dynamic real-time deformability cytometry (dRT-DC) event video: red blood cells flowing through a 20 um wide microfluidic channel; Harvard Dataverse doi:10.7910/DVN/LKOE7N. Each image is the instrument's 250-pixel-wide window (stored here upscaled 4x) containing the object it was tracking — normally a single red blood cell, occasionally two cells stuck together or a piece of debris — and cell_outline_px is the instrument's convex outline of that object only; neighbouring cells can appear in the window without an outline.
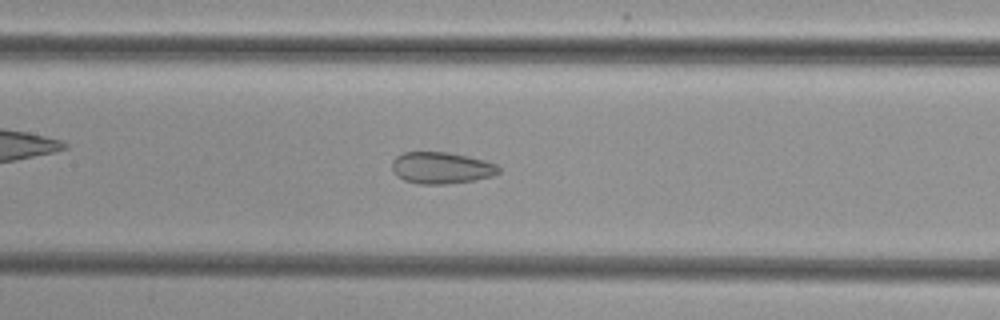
{"species": "common noctule bat (a hibernating species)", "species_latin": "Nyctalus noctula", "temperature_condition": "cold", "stored_images_in_passage": 52, "camera_frame_rate_fps": 3000, "um_per_image_px": 0.085, "animal": {"sex": "female", "body_mass_g": 29.2, "forearm_length_mm": 56.3}, "frame": {"image": 1, "passage_image": 25, "time_ms": 8.0, "image_size_px": [1000, 320], "cell_outline_px": [[500, 172], [492, 176], [476, 180], [444, 184], [420, 184], [404, 180], [396, 176], [392, 172], [392, 160], [396, 156], [404, 152], [448, 152], [468, 156], [484, 160], [496, 164], [500, 168]], "centroid_in_image_um": [37.5, 14.27], "position_along_channel_um": 169.9, "area_um2": 19.83}}
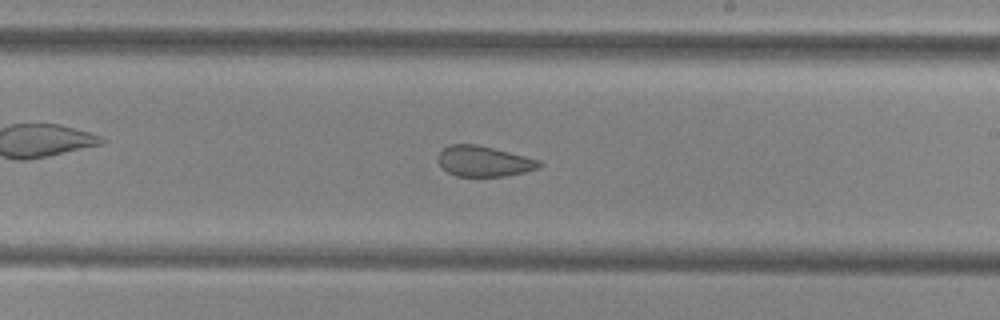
{"frame": {"image": 2, "passage_image": 31, "time_ms": 10.0, "image_size_px": [1000, 320], "cell_outline_px": [[544, 164], [540, 168], [524, 172], [504, 176], [456, 176], [448, 172], [436, 160], [436, 156], [448, 144], [476, 144], [540, 160]], "centroid_in_image_um": [41.12, 13.71], "position_along_channel_um": 247.9, "area_um2": 17.98}}
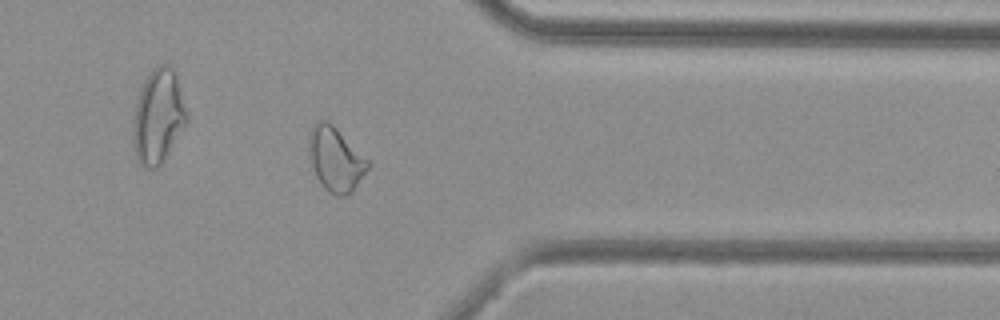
{"frame": {"image": 3, "passage_image": 42, "time_ms": 13.667, "image_size_px": [1000, 320], "cell_outline_px": [[372, 164], [352, 192], [348, 196], [336, 196], [328, 192], [320, 184], [316, 176], [312, 164], [308, 140], [308, 136], [316, 120], [324, 120], [332, 124]], "centroid_in_image_um": [28.53, 13.57], "position_along_channel_um": 382.9, "area_um2": 21.91}}